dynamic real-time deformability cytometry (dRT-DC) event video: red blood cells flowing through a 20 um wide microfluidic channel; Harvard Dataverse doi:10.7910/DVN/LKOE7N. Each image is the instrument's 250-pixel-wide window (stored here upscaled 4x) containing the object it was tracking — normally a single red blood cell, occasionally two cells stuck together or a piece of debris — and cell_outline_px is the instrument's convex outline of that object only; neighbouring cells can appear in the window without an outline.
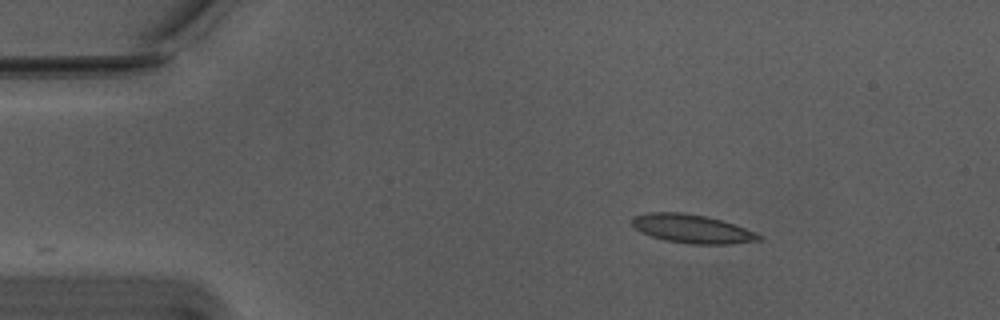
{"species": "Egyptian fruit bat (a non-hibernating species)", "species_latin": "Rousettus aegyptiacus", "temperature_condition": "warm", "stored_images_in_passage": 47, "camera_frame_rate_fps": 3000, "um_per_image_px": 0.085, "animal": {"sex": "male"}, "frame": {"image": 1, "passage_image": 1, "time_ms": 0.0, "image_size_px": [1000, 320], "cell_outline_px": [[764, 240], [728, 244], [688, 244], [664, 240], [640, 232], [632, 224], [632, 216], [648, 212], [680, 212], [708, 216], [756, 232], [764, 236]], "centroid_in_image_um": [58.84, 19.45], "position_along_channel_um": 26.2, "area_um2": 21.27}}
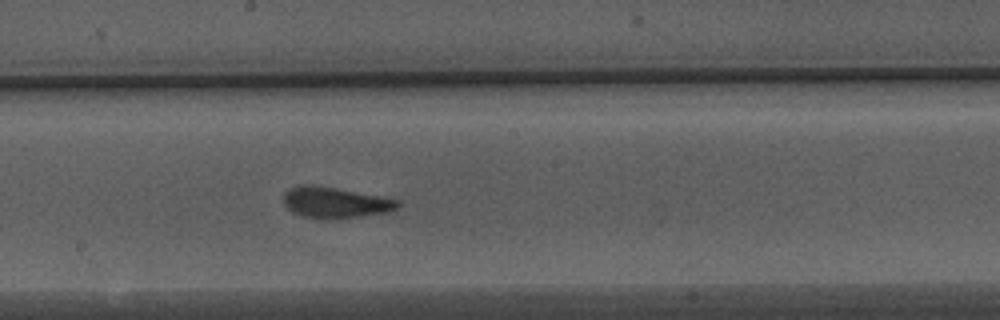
{"frame": {"image": 2, "passage_image": 22, "time_ms": 7.0, "image_size_px": [1000, 320], "cell_outline_px": [[400, 208], [384, 212], [356, 216], [304, 216], [292, 212], [284, 204], [284, 192], [288, 188], [300, 184], [312, 184], [336, 188], [400, 200]], "centroid_in_image_um": [28.46, 17.15], "position_along_channel_um": 219.7, "area_um2": 19.77}}
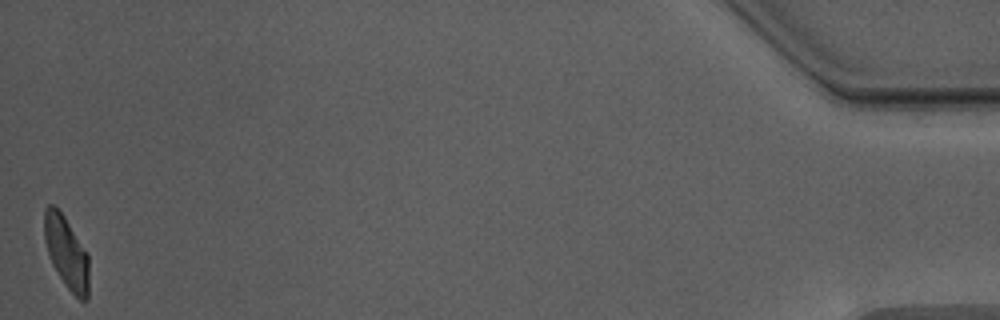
{"frame": {"image": 3, "passage_image": 47, "time_ms": 15.333, "image_size_px": [1000, 320], "cell_outline_px": [[88, 300], [80, 300], [68, 288], [52, 264], [44, 240], [44, 212], [48, 204], [56, 204], [88, 252]], "centroid_in_image_um": [5.64, 21.41], "position_along_channel_um": 429.6, "area_um2": 18.79}, "authors_computed_cell_mechanics": {"area_um2": 20.1722, "velocity_mm_per_s": 3.7343, "shape_relaxation_time_tau1_ms": 10.8191, "shape_relaxation_time_tau2_ms": 1.0423, "deformation_change_tau1": 0.2719, "deformation_change_tau2": 0.0702}}